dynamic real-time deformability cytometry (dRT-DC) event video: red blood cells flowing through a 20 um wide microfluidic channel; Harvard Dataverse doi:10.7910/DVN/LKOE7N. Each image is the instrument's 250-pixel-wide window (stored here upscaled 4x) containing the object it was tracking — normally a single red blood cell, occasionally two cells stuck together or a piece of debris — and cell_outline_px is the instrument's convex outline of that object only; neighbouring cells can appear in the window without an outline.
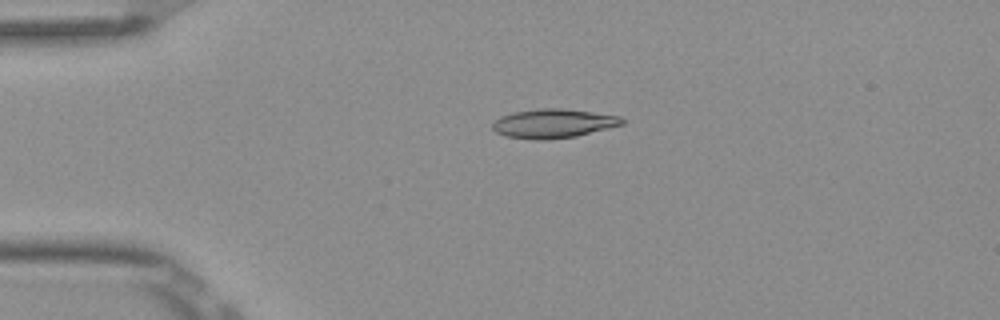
{"species": "Egyptian fruit bat (a non-hibernating species)", "species_latin": "Rousettus aegyptiacus", "temperature_condition": "room temperature", "stored_images_in_passage": 2, "camera_frame_rate_fps": 3000, "um_per_image_px": 0.085, "frame": {"image": 1, "passage_image": 1, "time_ms": 0.0, "image_size_px": [1000, 320], "cell_outline_px": [[624, 124], [576, 136], [544, 140], [536, 140], [504, 136], [496, 132], [492, 128], [492, 124], [500, 116], [512, 112], [540, 108], [560, 108], [592, 112], [620, 116], [624, 120]], "centroid_in_image_um": [47.0, 10.49], "position_along_channel_um": 38.0, "area_um2": 21.91}}